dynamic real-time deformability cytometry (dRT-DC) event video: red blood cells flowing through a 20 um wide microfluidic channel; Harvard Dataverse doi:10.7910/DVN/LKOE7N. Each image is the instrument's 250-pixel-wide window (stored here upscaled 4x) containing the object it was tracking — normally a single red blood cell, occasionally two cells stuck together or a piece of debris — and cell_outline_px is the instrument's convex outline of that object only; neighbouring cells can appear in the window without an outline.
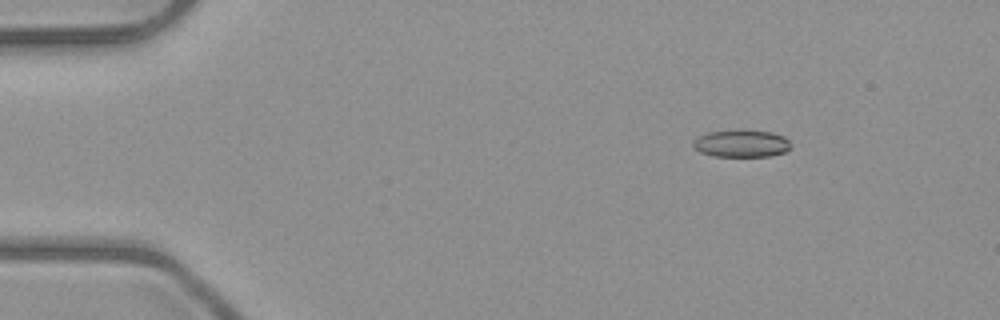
{"species": "common noctule bat (a hibernating species)", "species_latin": "Nyctalus noctula", "temperature_condition": "room temperature", "stored_images_in_passage": 3, "camera_frame_rate_fps": 3000, "um_per_image_px": 0.085, "animal": {"sex": "male", "body_mass_g": 23.1, "forearm_length_mm": 52.7}, "frame": {"image": 1, "passage_image": 1, "time_ms": 0.0, "image_size_px": [1000, 320], "cell_outline_px": [[788, 148], [784, 152], [772, 156], [712, 156], [700, 152], [692, 148], [692, 140], [708, 132], [740, 128], [744, 128], [772, 132], [784, 136], [788, 140]], "centroid_in_image_um": [62.96, 12.17], "position_along_channel_um": 22.0, "area_um2": 15.95}}